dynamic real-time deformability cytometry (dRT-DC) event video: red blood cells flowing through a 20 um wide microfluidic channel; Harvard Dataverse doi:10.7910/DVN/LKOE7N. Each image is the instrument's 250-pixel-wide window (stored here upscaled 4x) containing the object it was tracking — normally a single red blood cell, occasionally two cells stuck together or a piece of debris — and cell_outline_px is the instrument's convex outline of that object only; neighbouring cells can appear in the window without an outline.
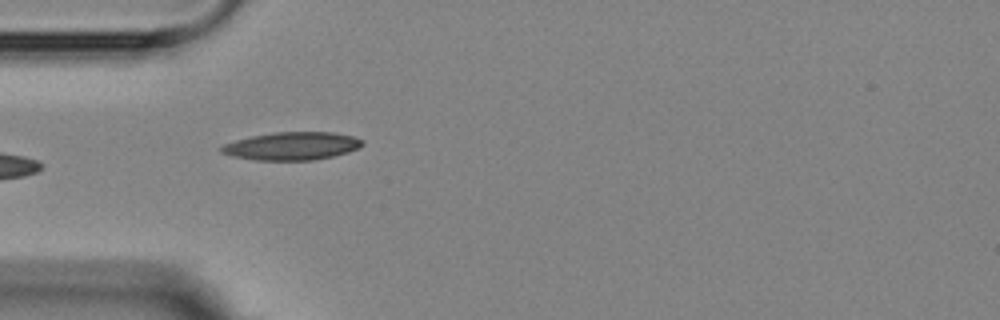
{"species": "Egyptian fruit bat (a non-hibernating species)", "species_latin": "Rousettus aegyptiacus", "temperature_condition": "room temperature", "stored_images_in_passage": 6, "camera_frame_rate_fps": 3000, "um_per_image_px": 0.085, "animal": {"sex": "female"}, "frame": {"image": 1, "passage_image": 5, "time_ms": 4.667, "image_size_px": [1000, 320], "cell_outline_px": [[364, 144], [348, 152], [332, 156], [312, 160], [256, 160], [232, 156], [220, 152], [220, 148], [224, 144], [236, 140], [252, 136], [276, 132], [332, 132], [352, 136], [364, 140]], "centroid_in_image_um": [24.81, 12.41], "position_along_channel_um": 60.2, "area_um2": 22.77}}
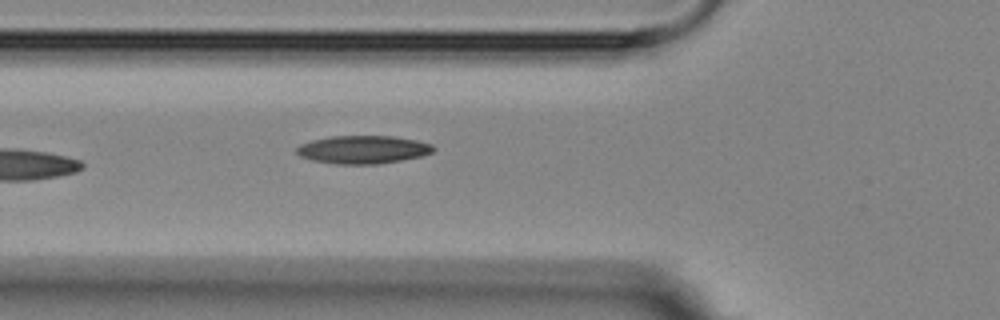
{"frame": {"image": 2, "passage_image": 6, "time_ms": 5.667, "image_size_px": [1000, 320], "cell_outline_px": [[436, 148], [432, 152], [420, 156], [400, 160], [376, 164], [336, 164], [312, 160], [300, 156], [296, 152], [296, 148], [300, 144], [312, 140], [332, 136], [392, 136], [416, 140], [432, 144]], "centroid_in_image_um": [30.84, 12.71], "position_along_channel_um": 95.0, "area_um2": 22.25}}